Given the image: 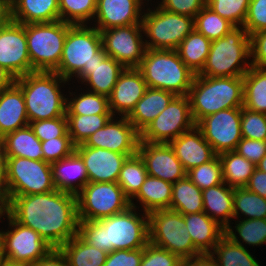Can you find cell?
Returning <instances> with one entry per match:
<instances>
[{"label":"cell","instance_id":"40","mask_svg":"<svg viewBox=\"0 0 266 266\" xmlns=\"http://www.w3.org/2000/svg\"><path fill=\"white\" fill-rule=\"evenodd\" d=\"M68 121V134L72 143L77 146L97 130L104 127L113 118L112 114L96 115H66Z\"/></svg>","mask_w":266,"mask_h":266},{"label":"cell","instance_id":"35","mask_svg":"<svg viewBox=\"0 0 266 266\" xmlns=\"http://www.w3.org/2000/svg\"><path fill=\"white\" fill-rule=\"evenodd\" d=\"M222 165L223 182L230 187H245L253 175L256 165L236 151L218 154Z\"/></svg>","mask_w":266,"mask_h":266},{"label":"cell","instance_id":"34","mask_svg":"<svg viewBox=\"0 0 266 266\" xmlns=\"http://www.w3.org/2000/svg\"><path fill=\"white\" fill-rule=\"evenodd\" d=\"M243 107L266 114V70L251 66L243 76Z\"/></svg>","mask_w":266,"mask_h":266},{"label":"cell","instance_id":"65","mask_svg":"<svg viewBox=\"0 0 266 266\" xmlns=\"http://www.w3.org/2000/svg\"><path fill=\"white\" fill-rule=\"evenodd\" d=\"M256 168L259 169L260 171L266 172V155L256 165Z\"/></svg>","mask_w":266,"mask_h":266},{"label":"cell","instance_id":"54","mask_svg":"<svg viewBox=\"0 0 266 266\" xmlns=\"http://www.w3.org/2000/svg\"><path fill=\"white\" fill-rule=\"evenodd\" d=\"M248 161L257 165L266 155V140H254L243 137L235 150Z\"/></svg>","mask_w":266,"mask_h":266},{"label":"cell","instance_id":"4","mask_svg":"<svg viewBox=\"0 0 266 266\" xmlns=\"http://www.w3.org/2000/svg\"><path fill=\"white\" fill-rule=\"evenodd\" d=\"M58 73L35 71L16 78L22 90L29 123L66 116L67 99L59 90V83L66 82Z\"/></svg>","mask_w":266,"mask_h":266},{"label":"cell","instance_id":"17","mask_svg":"<svg viewBox=\"0 0 266 266\" xmlns=\"http://www.w3.org/2000/svg\"><path fill=\"white\" fill-rule=\"evenodd\" d=\"M0 66L15 78L32 73L25 24L10 18L0 27Z\"/></svg>","mask_w":266,"mask_h":266},{"label":"cell","instance_id":"58","mask_svg":"<svg viewBox=\"0 0 266 266\" xmlns=\"http://www.w3.org/2000/svg\"><path fill=\"white\" fill-rule=\"evenodd\" d=\"M32 266H69L68 260L60 249H52L45 257Z\"/></svg>","mask_w":266,"mask_h":266},{"label":"cell","instance_id":"43","mask_svg":"<svg viewBox=\"0 0 266 266\" xmlns=\"http://www.w3.org/2000/svg\"><path fill=\"white\" fill-rule=\"evenodd\" d=\"M68 101L66 115L112 114L109 109L108 97L92 91Z\"/></svg>","mask_w":266,"mask_h":266},{"label":"cell","instance_id":"46","mask_svg":"<svg viewBox=\"0 0 266 266\" xmlns=\"http://www.w3.org/2000/svg\"><path fill=\"white\" fill-rule=\"evenodd\" d=\"M250 0H206V5L234 26L245 22Z\"/></svg>","mask_w":266,"mask_h":266},{"label":"cell","instance_id":"29","mask_svg":"<svg viewBox=\"0 0 266 266\" xmlns=\"http://www.w3.org/2000/svg\"><path fill=\"white\" fill-rule=\"evenodd\" d=\"M175 97L172 92L148 87L127 119L141 133Z\"/></svg>","mask_w":266,"mask_h":266},{"label":"cell","instance_id":"30","mask_svg":"<svg viewBox=\"0 0 266 266\" xmlns=\"http://www.w3.org/2000/svg\"><path fill=\"white\" fill-rule=\"evenodd\" d=\"M225 185L226 184L223 182L219 185L202 190V199L203 211L226 229L229 226V218H233L234 188L230 186L226 188L224 187ZM209 213H211V215H209ZM217 217H219L220 220Z\"/></svg>","mask_w":266,"mask_h":266},{"label":"cell","instance_id":"31","mask_svg":"<svg viewBox=\"0 0 266 266\" xmlns=\"http://www.w3.org/2000/svg\"><path fill=\"white\" fill-rule=\"evenodd\" d=\"M211 252L217 254L219 266H260L247 249L240 243L229 225L225 229V235Z\"/></svg>","mask_w":266,"mask_h":266},{"label":"cell","instance_id":"61","mask_svg":"<svg viewBox=\"0 0 266 266\" xmlns=\"http://www.w3.org/2000/svg\"><path fill=\"white\" fill-rule=\"evenodd\" d=\"M16 78L4 67L0 66V91L11 87Z\"/></svg>","mask_w":266,"mask_h":266},{"label":"cell","instance_id":"20","mask_svg":"<svg viewBox=\"0 0 266 266\" xmlns=\"http://www.w3.org/2000/svg\"><path fill=\"white\" fill-rule=\"evenodd\" d=\"M87 169L89 182H117L126 154L88 146H75Z\"/></svg>","mask_w":266,"mask_h":266},{"label":"cell","instance_id":"42","mask_svg":"<svg viewBox=\"0 0 266 266\" xmlns=\"http://www.w3.org/2000/svg\"><path fill=\"white\" fill-rule=\"evenodd\" d=\"M195 30L210 41L224 37L235 26L205 5L194 18Z\"/></svg>","mask_w":266,"mask_h":266},{"label":"cell","instance_id":"38","mask_svg":"<svg viewBox=\"0 0 266 266\" xmlns=\"http://www.w3.org/2000/svg\"><path fill=\"white\" fill-rule=\"evenodd\" d=\"M59 249L67 258L69 266H103L108 254L88 245L78 234Z\"/></svg>","mask_w":266,"mask_h":266},{"label":"cell","instance_id":"37","mask_svg":"<svg viewBox=\"0 0 266 266\" xmlns=\"http://www.w3.org/2000/svg\"><path fill=\"white\" fill-rule=\"evenodd\" d=\"M170 209L182 215L203 212L202 190L188 176L173 183Z\"/></svg>","mask_w":266,"mask_h":266},{"label":"cell","instance_id":"51","mask_svg":"<svg viewBox=\"0 0 266 266\" xmlns=\"http://www.w3.org/2000/svg\"><path fill=\"white\" fill-rule=\"evenodd\" d=\"M180 262L182 259L176 254L148 242L140 266H177Z\"/></svg>","mask_w":266,"mask_h":266},{"label":"cell","instance_id":"8","mask_svg":"<svg viewBox=\"0 0 266 266\" xmlns=\"http://www.w3.org/2000/svg\"><path fill=\"white\" fill-rule=\"evenodd\" d=\"M149 242L176 254L182 260L201 255L194 247L184 216L171 209L148 213Z\"/></svg>","mask_w":266,"mask_h":266},{"label":"cell","instance_id":"15","mask_svg":"<svg viewBox=\"0 0 266 266\" xmlns=\"http://www.w3.org/2000/svg\"><path fill=\"white\" fill-rule=\"evenodd\" d=\"M196 126L204 139L218 155L235 151L243 138L241 133V107L218 111L202 118Z\"/></svg>","mask_w":266,"mask_h":266},{"label":"cell","instance_id":"21","mask_svg":"<svg viewBox=\"0 0 266 266\" xmlns=\"http://www.w3.org/2000/svg\"><path fill=\"white\" fill-rule=\"evenodd\" d=\"M147 88L142 73L137 68H125L108 97L112 115L114 116L117 111L123 117H127L143 97Z\"/></svg>","mask_w":266,"mask_h":266},{"label":"cell","instance_id":"64","mask_svg":"<svg viewBox=\"0 0 266 266\" xmlns=\"http://www.w3.org/2000/svg\"><path fill=\"white\" fill-rule=\"evenodd\" d=\"M0 266H32L31 264H26V263H19V262H12L7 259H3L0 262Z\"/></svg>","mask_w":266,"mask_h":266},{"label":"cell","instance_id":"24","mask_svg":"<svg viewBox=\"0 0 266 266\" xmlns=\"http://www.w3.org/2000/svg\"><path fill=\"white\" fill-rule=\"evenodd\" d=\"M141 1L97 0L95 15H97L98 27L95 28L101 31L113 27L142 24V17H139Z\"/></svg>","mask_w":266,"mask_h":266},{"label":"cell","instance_id":"3","mask_svg":"<svg viewBox=\"0 0 266 266\" xmlns=\"http://www.w3.org/2000/svg\"><path fill=\"white\" fill-rule=\"evenodd\" d=\"M195 124L207 115L243 107V77H208L195 74L189 94Z\"/></svg>","mask_w":266,"mask_h":266},{"label":"cell","instance_id":"62","mask_svg":"<svg viewBox=\"0 0 266 266\" xmlns=\"http://www.w3.org/2000/svg\"><path fill=\"white\" fill-rule=\"evenodd\" d=\"M9 19L8 0H0V27Z\"/></svg>","mask_w":266,"mask_h":266},{"label":"cell","instance_id":"44","mask_svg":"<svg viewBox=\"0 0 266 266\" xmlns=\"http://www.w3.org/2000/svg\"><path fill=\"white\" fill-rule=\"evenodd\" d=\"M96 7L97 0H59L60 20L72 25L84 24L95 17Z\"/></svg>","mask_w":266,"mask_h":266},{"label":"cell","instance_id":"26","mask_svg":"<svg viewBox=\"0 0 266 266\" xmlns=\"http://www.w3.org/2000/svg\"><path fill=\"white\" fill-rule=\"evenodd\" d=\"M29 125L22 90L14 83L0 91V138Z\"/></svg>","mask_w":266,"mask_h":266},{"label":"cell","instance_id":"53","mask_svg":"<svg viewBox=\"0 0 266 266\" xmlns=\"http://www.w3.org/2000/svg\"><path fill=\"white\" fill-rule=\"evenodd\" d=\"M206 5V0H162L159 7L176 14L195 16Z\"/></svg>","mask_w":266,"mask_h":266},{"label":"cell","instance_id":"25","mask_svg":"<svg viewBox=\"0 0 266 266\" xmlns=\"http://www.w3.org/2000/svg\"><path fill=\"white\" fill-rule=\"evenodd\" d=\"M9 18L22 24L60 20L59 0H8Z\"/></svg>","mask_w":266,"mask_h":266},{"label":"cell","instance_id":"2","mask_svg":"<svg viewBox=\"0 0 266 266\" xmlns=\"http://www.w3.org/2000/svg\"><path fill=\"white\" fill-rule=\"evenodd\" d=\"M134 203L118 214L98 221H79L78 235L88 244L110 253L114 250L144 248L149 242L148 213L139 217L133 213ZM143 218V219H142Z\"/></svg>","mask_w":266,"mask_h":266},{"label":"cell","instance_id":"63","mask_svg":"<svg viewBox=\"0 0 266 266\" xmlns=\"http://www.w3.org/2000/svg\"><path fill=\"white\" fill-rule=\"evenodd\" d=\"M9 201L5 194L0 192V216L4 215V212L8 214Z\"/></svg>","mask_w":266,"mask_h":266},{"label":"cell","instance_id":"16","mask_svg":"<svg viewBox=\"0 0 266 266\" xmlns=\"http://www.w3.org/2000/svg\"><path fill=\"white\" fill-rule=\"evenodd\" d=\"M142 24L101 30L102 47L125 68H137L144 57L146 46L142 41Z\"/></svg>","mask_w":266,"mask_h":266},{"label":"cell","instance_id":"67","mask_svg":"<svg viewBox=\"0 0 266 266\" xmlns=\"http://www.w3.org/2000/svg\"><path fill=\"white\" fill-rule=\"evenodd\" d=\"M177 266H186V259H183Z\"/></svg>","mask_w":266,"mask_h":266},{"label":"cell","instance_id":"52","mask_svg":"<svg viewBox=\"0 0 266 266\" xmlns=\"http://www.w3.org/2000/svg\"><path fill=\"white\" fill-rule=\"evenodd\" d=\"M243 27L249 36L266 29V0H250Z\"/></svg>","mask_w":266,"mask_h":266},{"label":"cell","instance_id":"23","mask_svg":"<svg viewBox=\"0 0 266 266\" xmlns=\"http://www.w3.org/2000/svg\"><path fill=\"white\" fill-rule=\"evenodd\" d=\"M169 144L186 171L209 162L217 155L196 125L193 129L182 133L169 142Z\"/></svg>","mask_w":266,"mask_h":266},{"label":"cell","instance_id":"32","mask_svg":"<svg viewBox=\"0 0 266 266\" xmlns=\"http://www.w3.org/2000/svg\"><path fill=\"white\" fill-rule=\"evenodd\" d=\"M7 157L43 160L42 145L30 125L17 129L1 138Z\"/></svg>","mask_w":266,"mask_h":266},{"label":"cell","instance_id":"56","mask_svg":"<svg viewBox=\"0 0 266 266\" xmlns=\"http://www.w3.org/2000/svg\"><path fill=\"white\" fill-rule=\"evenodd\" d=\"M251 66L266 70V29L250 35Z\"/></svg>","mask_w":266,"mask_h":266},{"label":"cell","instance_id":"11","mask_svg":"<svg viewBox=\"0 0 266 266\" xmlns=\"http://www.w3.org/2000/svg\"><path fill=\"white\" fill-rule=\"evenodd\" d=\"M143 32L152 41L146 49L176 50L179 44L195 29L194 18L168 12L161 7L142 16Z\"/></svg>","mask_w":266,"mask_h":266},{"label":"cell","instance_id":"13","mask_svg":"<svg viewBox=\"0 0 266 266\" xmlns=\"http://www.w3.org/2000/svg\"><path fill=\"white\" fill-rule=\"evenodd\" d=\"M195 125L188 95L176 96L140 133V141L169 143Z\"/></svg>","mask_w":266,"mask_h":266},{"label":"cell","instance_id":"7","mask_svg":"<svg viewBox=\"0 0 266 266\" xmlns=\"http://www.w3.org/2000/svg\"><path fill=\"white\" fill-rule=\"evenodd\" d=\"M71 25L62 20L25 24L32 72H53L59 66L66 34Z\"/></svg>","mask_w":266,"mask_h":266},{"label":"cell","instance_id":"45","mask_svg":"<svg viewBox=\"0 0 266 266\" xmlns=\"http://www.w3.org/2000/svg\"><path fill=\"white\" fill-rule=\"evenodd\" d=\"M188 178L201 190L223 183L222 165L216 155L212 160L187 171Z\"/></svg>","mask_w":266,"mask_h":266},{"label":"cell","instance_id":"19","mask_svg":"<svg viewBox=\"0 0 266 266\" xmlns=\"http://www.w3.org/2000/svg\"><path fill=\"white\" fill-rule=\"evenodd\" d=\"M137 152L144 160L149 176L172 184L187 176V171L169 143L139 141Z\"/></svg>","mask_w":266,"mask_h":266},{"label":"cell","instance_id":"39","mask_svg":"<svg viewBox=\"0 0 266 266\" xmlns=\"http://www.w3.org/2000/svg\"><path fill=\"white\" fill-rule=\"evenodd\" d=\"M148 176L146 165L142 157L136 154L127 157L124 161L117 180L125 195L131 200L138 193L146 177Z\"/></svg>","mask_w":266,"mask_h":266},{"label":"cell","instance_id":"66","mask_svg":"<svg viewBox=\"0 0 266 266\" xmlns=\"http://www.w3.org/2000/svg\"><path fill=\"white\" fill-rule=\"evenodd\" d=\"M3 260L2 256V234L0 232V262Z\"/></svg>","mask_w":266,"mask_h":266},{"label":"cell","instance_id":"28","mask_svg":"<svg viewBox=\"0 0 266 266\" xmlns=\"http://www.w3.org/2000/svg\"><path fill=\"white\" fill-rule=\"evenodd\" d=\"M51 167L53 183L57 190L77 195L89 182L84 162L75 151L70 156L52 163ZM73 179L79 180L76 186L73 184Z\"/></svg>","mask_w":266,"mask_h":266},{"label":"cell","instance_id":"47","mask_svg":"<svg viewBox=\"0 0 266 266\" xmlns=\"http://www.w3.org/2000/svg\"><path fill=\"white\" fill-rule=\"evenodd\" d=\"M29 125L40 141L59 137H70L68 134V121L66 116L38 120L30 122Z\"/></svg>","mask_w":266,"mask_h":266},{"label":"cell","instance_id":"27","mask_svg":"<svg viewBox=\"0 0 266 266\" xmlns=\"http://www.w3.org/2000/svg\"><path fill=\"white\" fill-rule=\"evenodd\" d=\"M183 216L185 227L188 229L194 247L201 254H210L211 248L214 249L218 241L225 235V228L204 211Z\"/></svg>","mask_w":266,"mask_h":266},{"label":"cell","instance_id":"48","mask_svg":"<svg viewBox=\"0 0 266 266\" xmlns=\"http://www.w3.org/2000/svg\"><path fill=\"white\" fill-rule=\"evenodd\" d=\"M241 133L248 139L266 140V114L241 107Z\"/></svg>","mask_w":266,"mask_h":266},{"label":"cell","instance_id":"5","mask_svg":"<svg viewBox=\"0 0 266 266\" xmlns=\"http://www.w3.org/2000/svg\"><path fill=\"white\" fill-rule=\"evenodd\" d=\"M137 69L149 88L169 91L176 96L189 94L195 76L177 50L146 49Z\"/></svg>","mask_w":266,"mask_h":266},{"label":"cell","instance_id":"50","mask_svg":"<svg viewBox=\"0 0 266 266\" xmlns=\"http://www.w3.org/2000/svg\"><path fill=\"white\" fill-rule=\"evenodd\" d=\"M235 226L243 242L249 245H260L266 243V218L246 219Z\"/></svg>","mask_w":266,"mask_h":266},{"label":"cell","instance_id":"9","mask_svg":"<svg viewBox=\"0 0 266 266\" xmlns=\"http://www.w3.org/2000/svg\"><path fill=\"white\" fill-rule=\"evenodd\" d=\"M76 196L79 221H98L131 206L117 182H88Z\"/></svg>","mask_w":266,"mask_h":266},{"label":"cell","instance_id":"18","mask_svg":"<svg viewBox=\"0 0 266 266\" xmlns=\"http://www.w3.org/2000/svg\"><path fill=\"white\" fill-rule=\"evenodd\" d=\"M113 120L111 118L104 127L90 135L83 144L77 146L107 149L126 154L128 157L136 154L140 133L127 117H122L118 122Z\"/></svg>","mask_w":266,"mask_h":266},{"label":"cell","instance_id":"49","mask_svg":"<svg viewBox=\"0 0 266 266\" xmlns=\"http://www.w3.org/2000/svg\"><path fill=\"white\" fill-rule=\"evenodd\" d=\"M43 161L52 164L70 156L75 151L71 137H59L41 141Z\"/></svg>","mask_w":266,"mask_h":266},{"label":"cell","instance_id":"36","mask_svg":"<svg viewBox=\"0 0 266 266\" xmlns=\"http://www.w3.org/2000/svg\"><path fill=\"white\" fill-rule=\"evenodd\" d=\"M211 43L212 41L194 29L176 50L185 65L198 74L205 65Z\"/></svg>","mask_w":266,"mask_h":266},{"label":"cell","instance_id":"10","mask_svg":"<svg viewBox=\"0 0 266 266\" xmlns=\"http://www.w3.org/2000/svg\"><path fill=\"white\" fill-rule=\"evenodd\" d=\"M84 25L69 27L59 66L53 71L67 81L71 79L72 74L78 75L83 67H88L102 48L100 31L95 27L88 28Z\"/></svg>","mask_w":266,"mask_h":266},{"label":"cell","instance_id":"1","mask_svg":"<svg viewBox=\"0 0 266 266\" xmlns=\"http://www.w3.org/2000/svg\"><path fill=\"white\" fill-rule=\"evenodd\" d=\"M8 214L36 231L53 249L78 234L77 196L54 190L42 194L7 196Z\"/></svg>","mask_w":266,"mask_h":266},{"label":"cell","instance_id":"6","mask_svg":"<svg viewBox=\"0 0 266 266\" xmlns=\"http://www.w3.org/2000/svg\"><path fill=\"white\" fill-rule=\"evenodd\" d=\"M239 27L235 26L224 37L212 41L205 65L198 75L243 77L248 72L251 64L242 59L251 57L250 36L244 27ZM240 60L245 66L240 64Z\"/></svg>","mask_w":266,"mask_h":266},{"label":"cell","instance_id":"59","mask_svg":"<svg viewBox=\"0 0 266 266\" xmlns=\"http://www.w3.org/2000/svg\"><path fill=\"white\" fill-rule=\"evenodd\" d=\"M7 155L4 144L0 138V192L7 196V179H6Z\"/></svg>","mask_w":266,"mask_h":266},{"label":"cell","instance_id":"14","mask_svg":"<svg viewBox=\"0 0 266 266\" xmlns=\"http://www.w3.org/2000/svg\"><path fill=\"white\" fill-rule=\"evenodd\" d=\"M7 217L10 226L15 228L1 232L3 259L32 265L53 249L36 231L18 223L9 214Z\"/></svg>","mask_w":266,"mask_h":266},{"label":"cell","instance_id":"57","mask_svg":"<svg viewBox=\"0 0 266 266\" xmlns=\"http://www.w3.org/2000/svg\"><path fill=\"white\" fill-rule=\"evenodd\" d=\"M245 187L249 191L266 198V172L260 171L256 168Z\"/></svg>","mask_w":266,"mask_h":266},{"label":"cell","instance_id":"12","mask_svg":"<svg viewBox=\"0 0 266 266\" xmlns=\"http://www.w3.org/2000/svg\"><path fill=\"white\" fill-rule=\"evenodd\" d=\"M7 196L42 194L56 190L51 164L43 160L7 157Z\"/></svg>","mask_w":266,"mask_h":266},{"label":"cell","instance_id":"41","mask_svg":"<svg viewBox=\"0 0 266 266\" xmlns=\"http://www.w3.org/2000/svg\"><path fill=\"white\" fill-rule=\"evenodd\" d=\"M239 211L249 216L247 219L266 218V198L249 191L246 187L234 188L233 217L240 214Z\"/></svg>","mask_w":266,"mask_h":266},{"label":"cell","instance_id":"22","mask_svg":"<svg viewBox=\"0 0 266 266\" xmlns=\"http://www.w3.org/2000/svg\"><path fill=\"white\" fill-rule=\"evenodd\" d=\"M125 67L113 57L107 55L103 47L96 53V59L76 76L88 82L93 92L109 97L119 75Z\"/></svg>","mask_w":266,"mask_h":266},{"label":"cell","instance_id":"55","mask_svg":"<svg viewBox=\"0 0 266 266\" xmlns=\"http://www.w3.org/2000/svg\"><path fill=\"white\" fill-rule=\"evenodd\" d=\"M144 248L135 250H114L107 254L103 266H140Z\"/></svg>","mask_w":266,"mask_h":266},{"label":"cell","instance_id":"33","mask_svg":"<svg viewBox=\"0 0 266 266\" xmlns=\"http://www.w3.org/2000/svg\"><path fill=\"white\" fill-rule=\"evenodd\" d=\"M173 184L160 178L147 176L138 193L134 196L141 201L144 212L170 209Z\"/></svg>","mask_w":266,"mask_h":266},{"label":"cell","instance_id":"60","mask_svg":"<svg viewBox=\"0 0 266 266\" xmlns=\"http://www.w3.org/2000/svg\"><path fill=\"white\" fill-rule=\"evenodd\" d=\"M214 258L215 257L211 254H201L199 256L186 259V266H219L216 258Z\"/></svg>","mask_w":266,"mask_h":266}]
</instances>
